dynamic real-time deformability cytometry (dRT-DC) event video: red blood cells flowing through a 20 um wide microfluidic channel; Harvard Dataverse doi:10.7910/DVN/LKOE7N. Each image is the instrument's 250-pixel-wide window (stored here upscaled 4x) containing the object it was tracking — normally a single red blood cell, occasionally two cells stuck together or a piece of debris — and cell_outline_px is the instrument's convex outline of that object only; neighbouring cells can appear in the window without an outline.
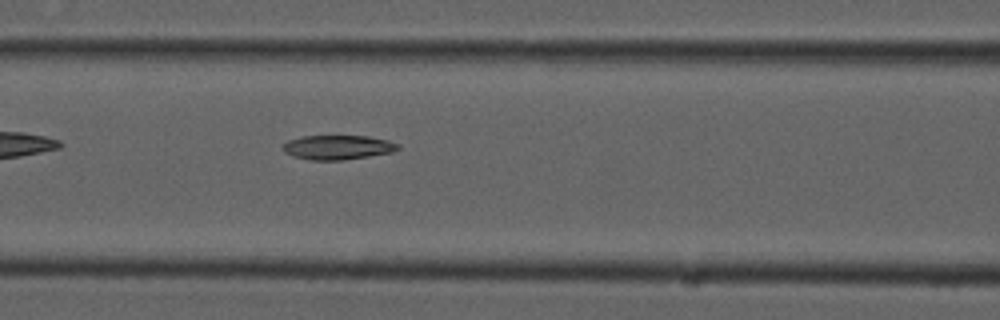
{"species": "common noctule bat (a hibernating species)", "species_latin": "Nyctalus noctula", "temperature_condition": "cold", "stored_images_in_passage": 3, "camera_frame_rate_fps": 3000, "um_per_image_px": 0.085, "animal": {"sex": "male", "forearm_length_mm": 52.5}, "frame": {"image": 1, "passage_image": 3, "time_ms": 0.667, "image_size_px": [1000, 320], "cell_outline_px": [[400, 148], [392, 152], [344, 160], [312, 160], [292, 156], [284, 152], [280, 148], [288, 140], [300, 136], [368, 136], [388, 140], [400, 144]], "centroid_in_image_um": [28.69, 12.52], "position_along_channel_um": 137.9, "area_um2": 16.47}}